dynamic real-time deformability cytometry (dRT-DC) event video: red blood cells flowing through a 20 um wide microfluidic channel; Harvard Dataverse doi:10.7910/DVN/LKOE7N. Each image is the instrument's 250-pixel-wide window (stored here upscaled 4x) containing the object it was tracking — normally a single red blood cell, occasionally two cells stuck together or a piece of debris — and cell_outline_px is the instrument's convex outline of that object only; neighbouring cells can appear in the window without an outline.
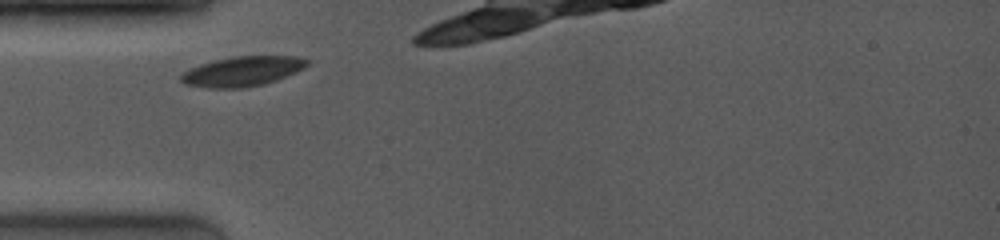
{"species": "common noctule bat (a hibernating species)", "species_latin": "Nyctalus noctula", "temperature_condition": "room temperature", "stored_images_in_passage": 3, "camera_frame_rate_fps": 4000, "um_per_image_px": 0.085, "animal": {"sex": "female", "body_mass_g": 19.0, "forearm_length_mm": 53.3}, "frame": {"image": 1, "passage_image": 1, "time_ms": 0.0, "image_size_px": [1000, 240], "cell_outline_px": [[308, 64], [304, 68], [296, 72], [276, 80], [264, 84], [244, 88], [208, 88], [184, 84], [180, 80], [180, 76], [188, 68], [212, 60], [232, 56], [296, 56], [308, 60]], "centroid_in_image_um": [20.57, 6.06], "position_along_channel_um": 64.4, "area_um2": 22.08}}